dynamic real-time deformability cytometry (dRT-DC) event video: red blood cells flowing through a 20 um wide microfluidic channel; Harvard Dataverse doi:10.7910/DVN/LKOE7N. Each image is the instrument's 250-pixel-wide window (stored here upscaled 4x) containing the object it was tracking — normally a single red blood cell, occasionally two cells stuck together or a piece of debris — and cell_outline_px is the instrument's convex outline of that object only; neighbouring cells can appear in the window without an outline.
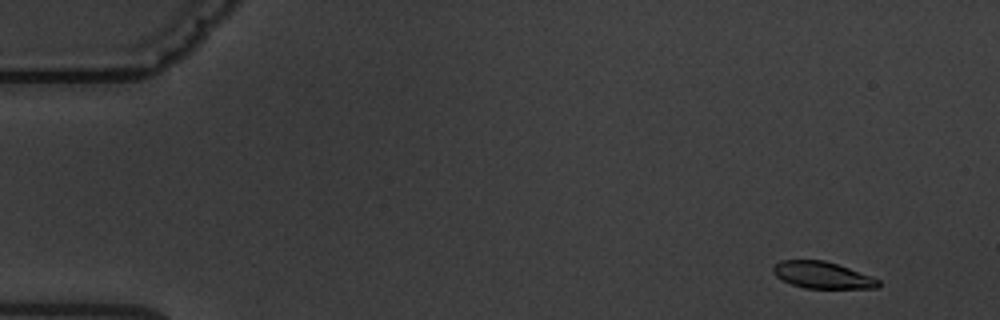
{"species": "common noctule bat (a hibernating species)", "species_latin": "Nyctalus noctula", "temperature_condition": "warm", "stored_images_in_passage": 6, "camera_frame_rate_fps": 3000, "um_per_image_px": 0.085, "animal": {"sex": "male", "body_mass_g": 19.5, "forearm_length_mm": 54.6}, "frame": {"image": 1, "passage_image": 1, "time_ms": 0.0, "image_size_px": [1000, 320], "cell_outline_px": [[880, 284], [876, 288], [804, 288], [792, 284], [776, 276], [772, 272], [772, 268], [780, 260], [824, 260], [872, 276], [880, 280]], "centroid_in_image_um": [69.89, 23.38], "position_along_channel_um": 15.1, "area_um2": 16.24}}
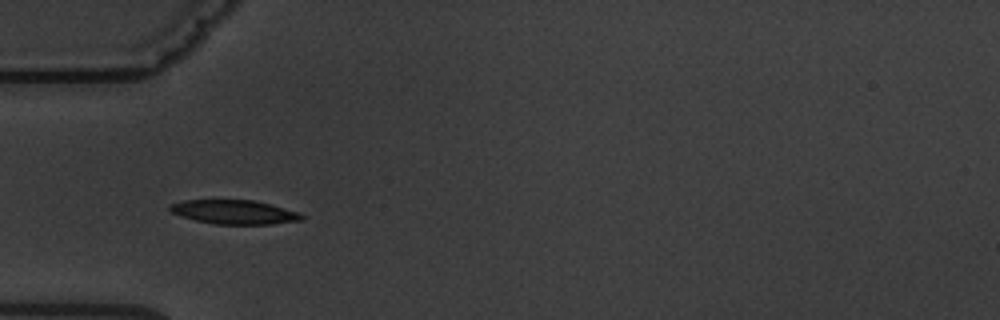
{"frame": {"image": 2, "passage_image": 5, "time_ms": 4.667, "image_size_px": [1000, 320], "cell_outline_px": [[304, 220], [268, 224], [216, 224], [196, 220], [172, 212], [168, 208], [168, 204], [184, 200], [252, 200], [272, 204], [300, 212], [304, 216]], "centroid_in_image_um": [19.95, 18.01], "position_along_channel_um": 65.0, "area_um2": 18.44}}
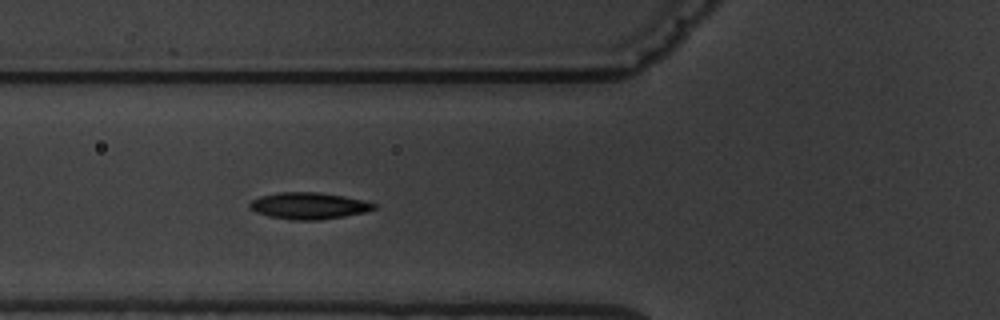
{"frame": {"image": 3, "passage_image": 6, "time_ms": 5.667, "image_size_px": [1000, 320], "cell_outline_px": [[376, 208], [364, 212], [344, 216], [320, 220], [296, 220], [268, 216], [256, 212], [248, 208], [248, 204], [252, 200], [260, 196], [280, 192], [320, 192], [344, 196], [364, 200], [376, 204]], "centroid_in_image_um": [26.23, 17.48], "position_along_channel_um": 99.6, "area_um2": 19.31}}